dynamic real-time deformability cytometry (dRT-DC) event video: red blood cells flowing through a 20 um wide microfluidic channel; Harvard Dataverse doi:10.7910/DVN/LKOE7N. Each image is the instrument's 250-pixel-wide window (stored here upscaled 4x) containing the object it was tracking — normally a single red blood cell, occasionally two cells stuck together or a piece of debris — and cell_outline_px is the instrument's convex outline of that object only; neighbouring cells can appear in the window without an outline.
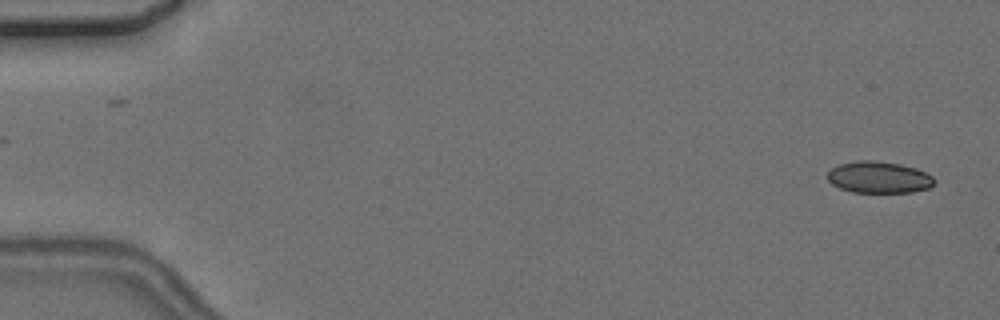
{"species": "common noctule bat (a hibernating species)", "species_latin": "Nyctalus noctula", "temperature_condition": "cold", "stored_images_in_passage": 2, "camera_frame_rate_fps": 3000, "um_per_image_px": 0.085, "animal": {"sex": "female", "body_mass_g": 24.6, "forearm_length_mm": 56.2}, "frame": {"image": 1, "passage_image": 2, "time_ms": 1.0, "image_size_px": [1000, 320], "cell_outline_px": [[936, 184], [928, 188], [912, 192], [852, 192], [840, 188], [832, 184], [828, 180], [828, 172], [832, 168], [840, 164], [856, 160], [872, 160], [900, 164], [916, 168], [932, 176], [936, 180]], "centroid_in_image_um": [74.72, 15.07], "position_along_channel_um": 10.3, "area_um2": 19.71}}